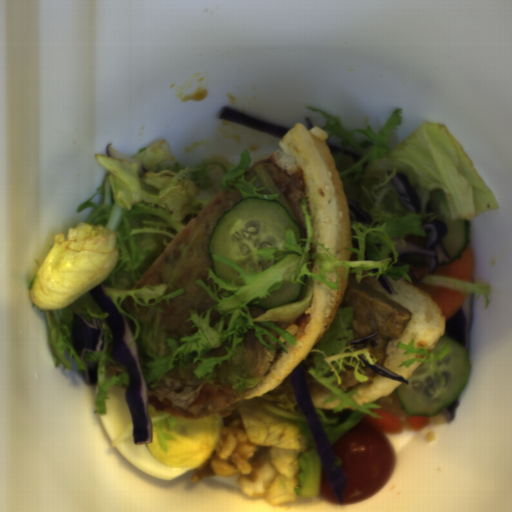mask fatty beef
Here are the masks:
<instances>
[{"label": "fatty beef", "instance_id": "obj_1", "mask_svg": "<svg viewBox=\"0 0 512 512\" xmlns=\"http://www.w3.org/2000/svg\"><path fill=\"white\" fill-rule=\"evenodd\" d=\"M271 447H260L255 451V453L249 459V466L252 470H257L262 467V465L268 460L271 456L270 454Z\"/></svg>", "mask_w": 512, "mask_h": 512}, {"label": "fatty beef", "instance_id": "obj_2", "mask_svg": "<svg viewBox=\"0 0 512 512\" xmlns=\"http://www.w3.org/2000/svg\"><path fill=\"white\" fill-rule=\"evenodd\" d=\"M214 475H216V473L214 469L210 466L209 458V460L203 466L199 468H194L190 482L194 484L206 477H213Z\"/></svg>", "mask_w": 512, "mask_h": 512}]
</instances>
